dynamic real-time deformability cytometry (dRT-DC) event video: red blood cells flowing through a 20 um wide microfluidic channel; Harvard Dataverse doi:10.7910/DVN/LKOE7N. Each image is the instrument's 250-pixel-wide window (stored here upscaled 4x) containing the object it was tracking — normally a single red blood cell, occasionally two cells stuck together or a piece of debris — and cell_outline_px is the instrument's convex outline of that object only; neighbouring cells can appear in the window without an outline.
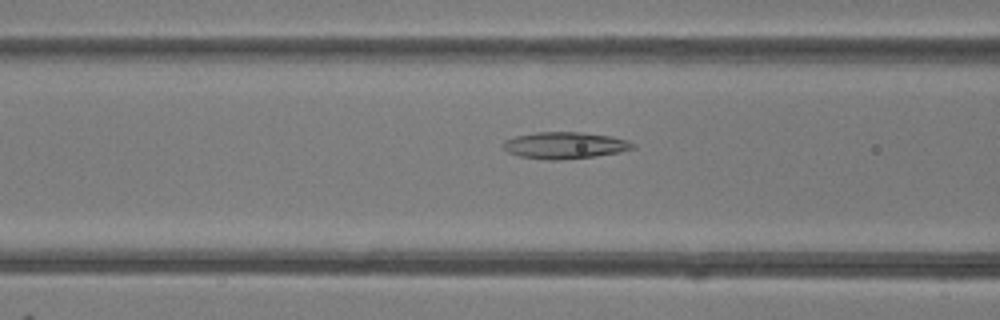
{"species": "common noctule bat (a hibernating species)", "species_latin": "Nyctalus noctula", "temperature_condition": "room temperature", "stored_images_in_passage": 48, "camera_frame_rate_fps": 3000, "um_per_image_px": 0.085, "animal": {"sex": "female"}, "frame": {"image": 1, "passage_image": 19, "time_ms": 6.0, "image_size_px": [1000, 320], "cell_outline_px": [[636, 148], [620, 152], [596, 156], [556, 160], [552, 160], [520, 156], [508, 152], [500, 144], [504, 140], [516, 136], [536, 132], [580, 132], [612, 136], [628, 140], [636, 144]], "centroid_in_image_um": [48.04, 12.35], "position_along_channel_um": 118.6, "area_um2": 20.23}}
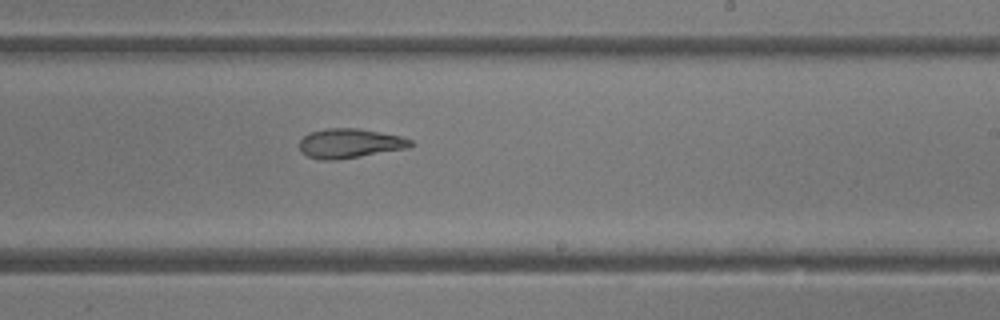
{"frame": {"image": 2, "passage_image": 29, "time_ms": 9.333, "image_size_px": [1000, 320], "cell_outline_px": [[416, 144], [408, 148], [336, 160], [320, 160], [308, 156], [300, 152], [300, 140], [304, 136], [312, 132], [324, 128], [356, 128], [400, 136], [412, 140]], "centroid_in_image_um": [29.73, 12.19], "position_along_channel_um": 259.3, "area_um2": 19.02}}
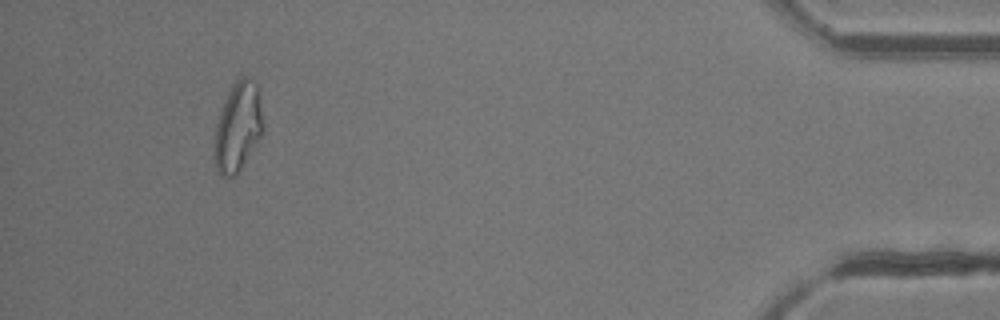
{"frame": {"image": 3, "passage_image": 45, "time_ms": 14.667, "image_size_px": [1000, 320], "cell_outline_px": [[264, 128], [260, 136], [236, 176], [228, 180], [220, 176], [216, 172], [216, 124], [224, 100], [232, 84], [240, 76], [248, 76], [256, 84], [260, 96]], "centroid_in_image_um": [20.23, 10.78], "position_along_channel_um": 415.0, "area_um2": 25.2}, "authors_computed_cell_mechanics": {"area_um2": 21.9062, "velocity_mm_per_s": 4.2145, "shape_relaxation_time_tau1_ms": null, "shape_relaxation_time_tau2_ms": 5.2597, "deformation_change_tau1": null, "deformation_change_tau2": 0.1534}}